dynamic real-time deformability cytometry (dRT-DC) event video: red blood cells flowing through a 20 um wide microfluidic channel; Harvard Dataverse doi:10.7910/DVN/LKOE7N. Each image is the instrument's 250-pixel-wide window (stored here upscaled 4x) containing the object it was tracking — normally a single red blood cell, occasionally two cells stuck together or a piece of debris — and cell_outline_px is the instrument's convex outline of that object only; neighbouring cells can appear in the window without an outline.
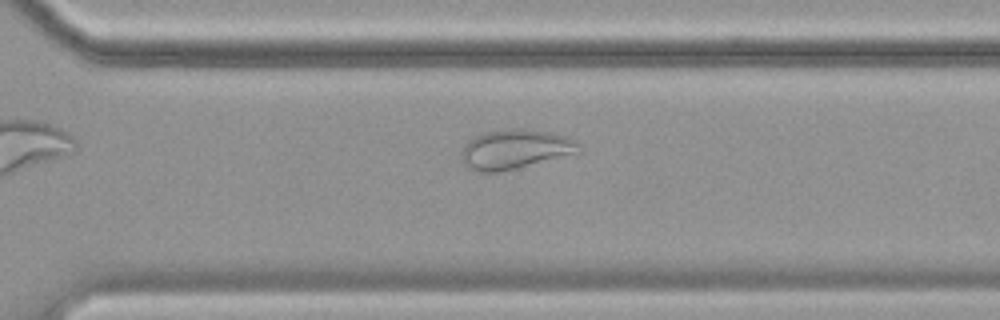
{"species": "common noctule bat (a hibernating species)", "species_latin": "Nyctalus noctula", "temperature_condition": "cold", "stored_images_in_passage": 40, "camera_frame_rate_fps": 3000, "um_per_image_px": 0.085, "animal": {"sex": "female", "body_mass_g": 19.9}, "frame": {"image": 1, "passage_image": 23, "time_ms": 7.333, "image_size_px": [1000, 320], "cell_outline_px": [[580, 152], [500, 172], [476, 172], [468, 168], [460, 160], [460, 152], [464, 144], [468, 140], [484, 132], [512, 128], [520, 128], [552, 132], [568, 136], [576, 140], [580, 144]], "centroid_in_image_um": [43.75, 12.68], "position_along_channel_um": 326.8, "area_um2": 27.34}}